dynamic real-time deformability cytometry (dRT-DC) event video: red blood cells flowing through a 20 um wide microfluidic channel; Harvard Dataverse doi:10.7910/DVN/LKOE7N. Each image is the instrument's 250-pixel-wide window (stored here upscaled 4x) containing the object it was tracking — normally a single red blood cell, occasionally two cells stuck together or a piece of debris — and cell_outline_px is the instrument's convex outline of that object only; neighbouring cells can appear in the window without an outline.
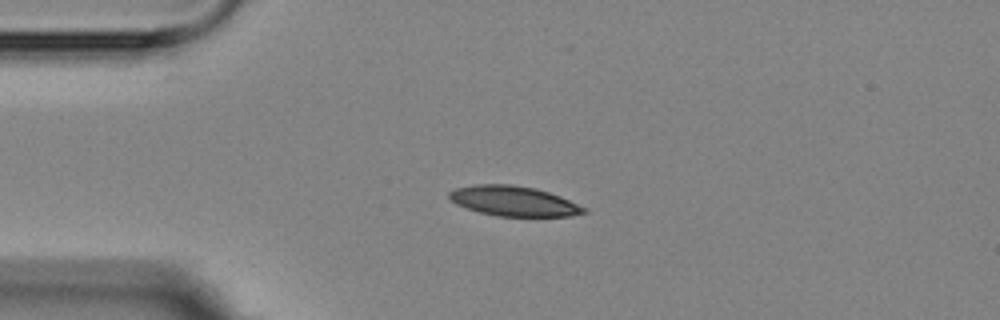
{"species": "Egyptian fruit bat (a non-hibernating species)", "species_latin": "Rousettus aegyptiacus", "temperature_condition": "room temperature", "stored_images_in_passage": 3, "camera_frame_rate_fps": 3000, "um_per_image_px": 0.085, "animal": {"sex": "female"}, "frame": {"image": 1, "passage_image": 2, "time_ms": 1.333, "image_size_px": [1000, 320], "cell_outline_px": [[588, 212], [572, 216], [496, 216], [480, 212], [456, 204], [448, 196], [448, 192], [456, 188], [476, 184], [512, 184], [536, 188], [560, 196], [588, 208]], "centroid_in_image_um": [43.7, 17.09], "position_along_channel_um": 41.3, "area_um2": 23.58}}